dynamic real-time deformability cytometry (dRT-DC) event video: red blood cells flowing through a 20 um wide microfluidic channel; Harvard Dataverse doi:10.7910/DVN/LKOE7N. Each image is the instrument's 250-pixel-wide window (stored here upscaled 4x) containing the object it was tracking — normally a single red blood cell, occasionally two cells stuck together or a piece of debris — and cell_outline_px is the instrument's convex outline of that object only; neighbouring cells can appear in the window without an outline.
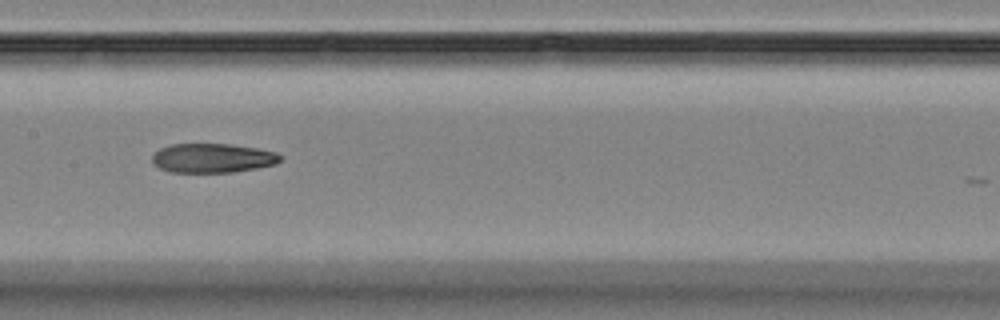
{"species": "Egyptian fruit bat (a non-hibernating species)", "species_latin": "Rousettus aegyptiacus", "temperature_condition": "room temperature", "stored_images_in_passage": 9, "camera_frame_rate_fps": 3000, "um_per_image_px": 0.085, "animal": {"sex": "female"}, "frame": {"image": 1, "passage_image": 7, "time_ms": 8.0, "image_size_px": [1000, 320], "cell_outline_px": [[280, 160], [276, 164], [256, 168], [232, 172], [168, 172], [152, 164], [152, 156], [160, 148], [172, 144], [232, 144], [256, 148], [276, 152], [280, 156]], "centroid_in_image_um": [18.04, 13.44], "position_along_channel_um": 189.4, "area_um2": 21.79}}
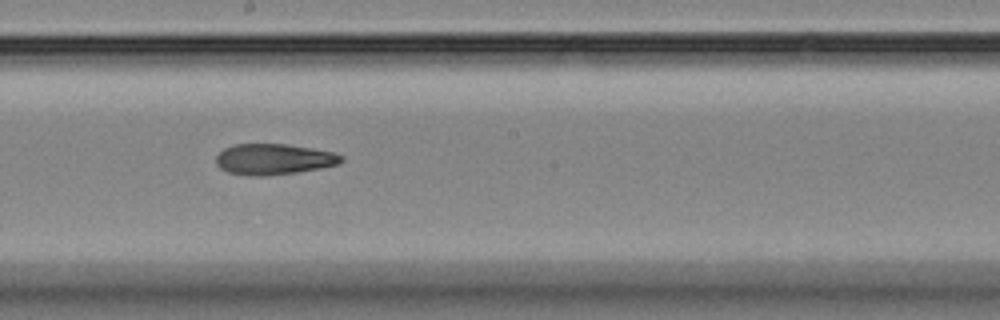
{"frame": {"image": 2, "passage_image": 8, "time_ms": 9.0, "image_size_px": [1000, 320], "cell_outline_px": [[344, 160], [340, 164], [320, 168], [296, 172], [260, 176], [248, 176], [228, 172], [220, 168], [216, 164], [216, 156], [224, 148], [232, 144], [284, 144], [312, 148], [332, 152], [344, 156]], "centroid_in_image_um": [23.26, 13.53], "position_along_channel_um": 224.9, "area_um2": 22.54}}
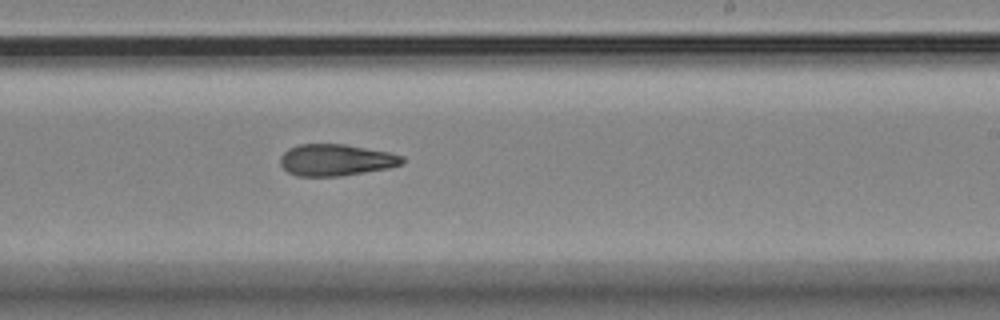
{"frame": {"image": 3, "passage_image": 9, "time_ms": 10.0, "image_size_px": [1000, 320], "cell_outline_px": [[404, 164], [388, 168], [340, 176], [296, 176], [288, 172], [280, 164], [280, 156], [288, 148], [300, 144], [344, 144], [388, 152], [404, 156]], "centroid_in_image_um": [28.55, 13.6], "position_along_channel_um": 260.5, "area_um2": 22.48}}